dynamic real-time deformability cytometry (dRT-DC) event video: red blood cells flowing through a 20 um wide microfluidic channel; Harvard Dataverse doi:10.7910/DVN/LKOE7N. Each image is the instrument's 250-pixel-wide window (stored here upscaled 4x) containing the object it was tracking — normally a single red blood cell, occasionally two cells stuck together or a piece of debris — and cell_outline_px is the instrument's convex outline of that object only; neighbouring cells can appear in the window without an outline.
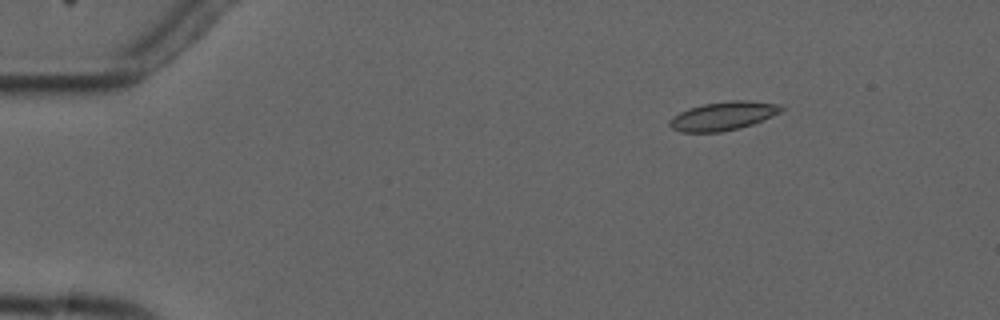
{"species": "common noctule bat (a hibernating species)", "species_latin": "Nyctalus noctula", "temperature_condition": "cold", "stored_images_in_passage": 7, "camera_frame_rate_fps": 3000, "um_per_image_px": 0.085, "animal": {"sex": "male", "forearm_length_mm": 52.5}, "frame": {"image": 1, "passage_image": 2, "time_ms": 1.333, "image_size_px": [1000, 320], "cell_outline_px": [[784, 108], [780, 112], [772, 116], [752, 124], [720, 132], [680, 132], [672, 128], [668, 124], [668, 120], [680, 112], [688, 108], [704, 104], [732, 100], [748, 100], [780, 104]], "centroid_in_image_um": [61.45, 9.85], "position_along_channel_um": 23.6, "area_um2": 18.5}}